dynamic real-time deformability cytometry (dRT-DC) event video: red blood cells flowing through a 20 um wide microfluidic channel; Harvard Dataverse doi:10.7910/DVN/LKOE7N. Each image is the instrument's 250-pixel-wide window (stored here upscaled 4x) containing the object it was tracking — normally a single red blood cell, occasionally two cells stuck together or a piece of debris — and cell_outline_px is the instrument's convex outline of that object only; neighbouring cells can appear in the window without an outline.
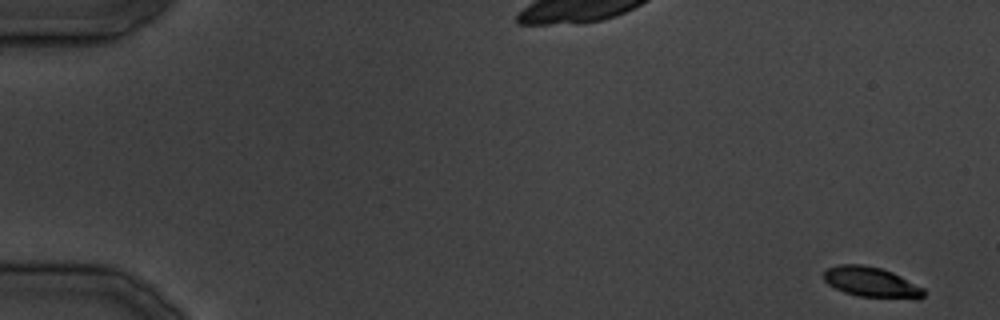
{"species": "common noctule bat (a hibernating species)", "species_latin": "Nyctalus noctula", "temperature_condition": "cold", "stored_images_in_passage": 9, "camera_frame_rate_fps": 3000, "um_per_image_px": 0.085, "animal": {"sex": "male", "body_mass_g": 19.5, "forearm_length_mm": 54.6}, "frame": {"image": 1, "passage_image": 1, "time_ms": 0.0, "image_size_px": [1000, 320], "cell_outline_px": [[924, 296], [920, 300], [916, 300], [860, 296], [844, 292], [828, 284], [824, 280], [824, 272], [828, 268], [840, 264], [864, 264], [880, 268], [892, 272], [924, 288]], "centroid_in_image_um": [74.11, 24.0], "position_along_channel_um": 10.9, "area_um2": 17.74}}